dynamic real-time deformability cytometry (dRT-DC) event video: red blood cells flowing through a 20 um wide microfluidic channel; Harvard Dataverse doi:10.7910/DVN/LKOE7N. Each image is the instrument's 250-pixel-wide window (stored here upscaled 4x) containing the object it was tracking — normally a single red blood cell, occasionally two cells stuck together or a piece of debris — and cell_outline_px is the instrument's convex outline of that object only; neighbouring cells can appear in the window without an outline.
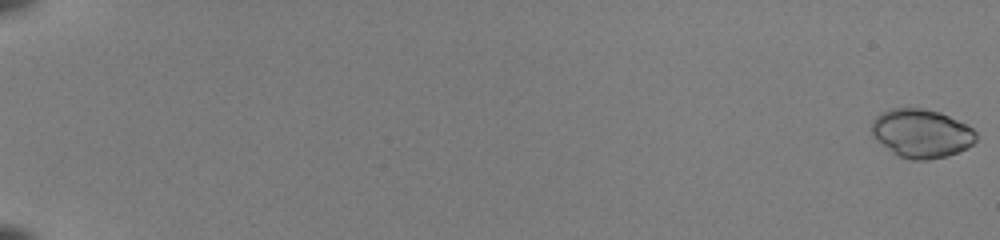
{"species": "common noctule bat (a hibernating species)", "species_latin": "Nyctalus noctula", "temperature_condition": "room temperature", "stored_images_in_passage": 53, "camera_frame_rate_fps": 3000, "um_per_image_px": 0.085, "animal": {"sex": "female", "body_mass_g": 22.0, "forearm_length_mm": 56.7}, "frame": {"image": 1, "passage_image": 1, "time_ms": 0.0, "image_size_px": [1000, 240], "cell_outline_px": [[976, 140], [968, 148], [948, 156], [928, 160], [912, 160], [900, 156], [892, 152], [876, 140], [872, 136], [872, 120], [876, 116], [892, 108], [924, 108], [940, 112], [972, 128], [976, 132]], "centroid_in_image_um": [78.32, 11.35], "position_along_channel_um": 6.7, "area_um2": 29.54}}
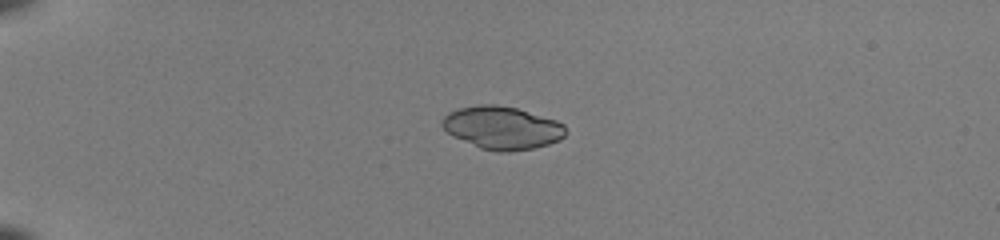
{"frame": {"image": 2, "passage_image": 16, "time_ms": 5.0, "image_size_px": [1000, 240], "cell_outline_px": [[568, 132], [560, 140], [548, 144], [532, 148], [508, 152], [496, 152], [480, 148], [452, 136], [440, 124], [440, 120], [448, 112], [456, 108], [476, 104], [496, 104], [516, 108], [556, 120], [564, 124]], "centroid_in_image_um": [42.65, 10.85], "position_along_channel_um": 42.3, "area_um2": 31.15}}